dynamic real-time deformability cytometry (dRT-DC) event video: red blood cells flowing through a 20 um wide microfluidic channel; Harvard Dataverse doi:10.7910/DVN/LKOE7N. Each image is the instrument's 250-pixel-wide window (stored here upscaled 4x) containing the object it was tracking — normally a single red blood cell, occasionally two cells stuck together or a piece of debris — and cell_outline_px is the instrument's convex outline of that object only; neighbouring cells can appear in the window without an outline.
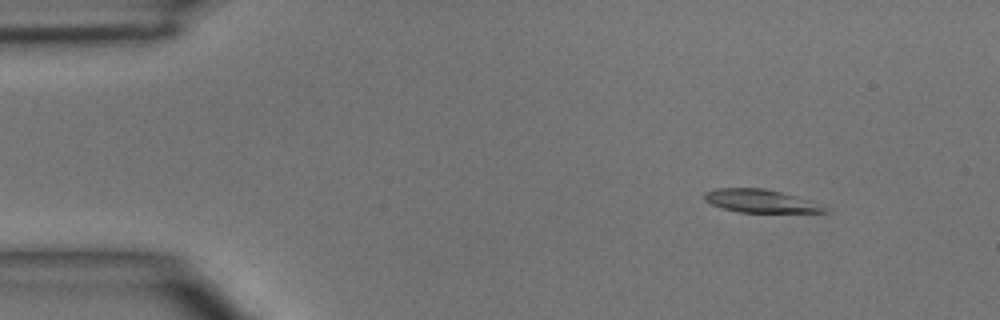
{"species": "common noctule bat (a hibernating species)", "species_latin": "Nyctalus noctula", "temperature_condition": "room temperature", "stored_images_in_passage": 4, "segment_of_instrument_passage": [1, 2], "camera_frame_rate_fps": 3000, "um_per_image_px": 0.085, "animal": {"sex": "male", "body_mass_g": 15.6}, "frame": {"image": 1, "passage_image": 1, "time_ms": 0.0, "image_size_px": [1000, 320], "cell_outline_px": [[832, 212], [740, 212], [724, 208], [712, 204], [704, 200], [704, 192], [716, 188], [764, 188], [780, 192], [808, 200], [832, 208]], "centroid_in_image_um": [64.68, 17.09], "position_along_channel_um": 20.3, "area_um2": 16.07}}